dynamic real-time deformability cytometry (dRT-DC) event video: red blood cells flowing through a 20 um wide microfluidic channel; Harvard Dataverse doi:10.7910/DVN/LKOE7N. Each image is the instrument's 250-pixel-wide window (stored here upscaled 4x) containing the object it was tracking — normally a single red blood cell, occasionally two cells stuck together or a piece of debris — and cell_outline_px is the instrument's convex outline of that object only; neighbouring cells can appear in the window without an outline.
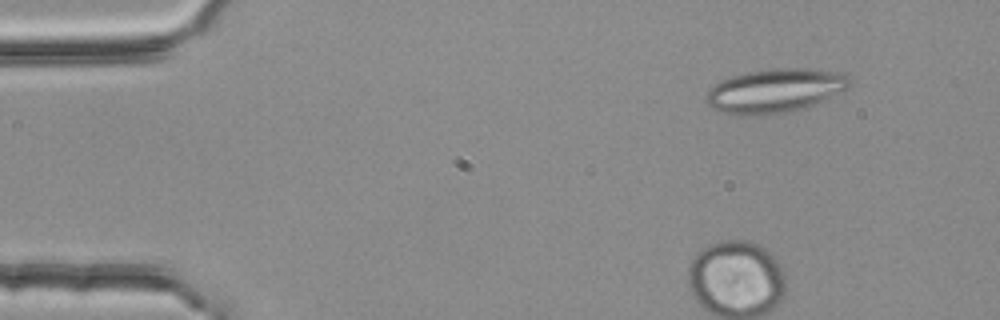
{"species": "common noctule bat (a hibernating species)", "species_latin": "Nyctalus noctula", "temperature_condition": "room temperature", "stored_images_in_passage": 4, "camera_frame_rate_fps": 3000, "um_per_image_px": 0.085, "animal": {"sex": "female", "body_mass_g": 25.1}, "frame": {"image": 1, "passage_image": 2, "time_ms": 0.333, "image_size_px": [1000, 320], "cell_outline_px": [[848, 88], [812, 104], [800, 108], [780, 112], [720, 112], [712, 108], [704, 100], [708, 88], [720, 80], [732, 76], [748, 72], [772, 68], [804, 68], [844, 72], [848, 76]], "centroid_in_image_um": [65.85, 7.64], "position_along_channel_um": 19.2, "area_um2": 35.43}}